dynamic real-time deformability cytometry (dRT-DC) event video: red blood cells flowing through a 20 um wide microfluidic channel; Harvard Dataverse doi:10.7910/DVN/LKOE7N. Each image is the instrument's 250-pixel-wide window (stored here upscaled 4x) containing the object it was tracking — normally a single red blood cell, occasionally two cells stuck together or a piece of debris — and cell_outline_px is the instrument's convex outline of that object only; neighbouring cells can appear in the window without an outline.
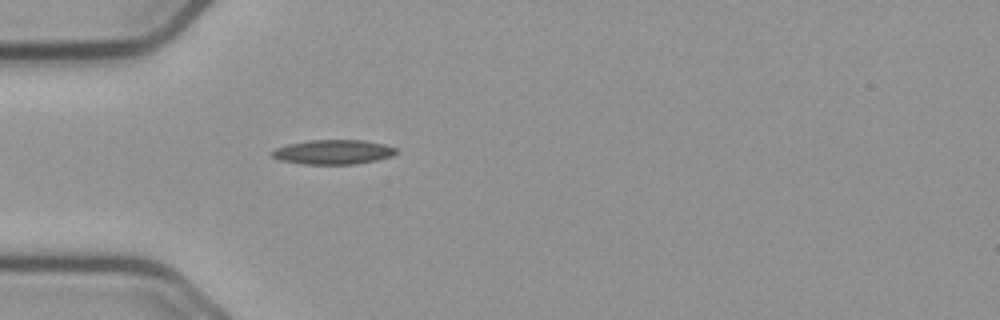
{"species": "common noctule bat (a hibernating species)", "species_latin": "Nyctalus noctula", "temperature_condition": "cold", "stored_images_in_passage": 40, "camera_frame_rate_fps": 3000, "um_per_image_px": 0.085, "animal": {"sex": "male", "body_mass_g": 23.1, "forearm_length_mm": 52.7}, "frame": {"image": 1, "passage_image": 1, "time_ms": 0.0, "image_size_px": [1000, 320], "cell_outline_px": [[396, 152], [392, 156], [376, 160], [356, 164], [304, 164], [280, 160], [272, 156], [272, 152], [276, 148], [288, 144], [312, 140], [364, 140], [384, 144], [396, 148]], "centroid_in_image_um": [28.34, 12.92], "position_along_channel_um": 56.7, "area_um2": 17.57}}
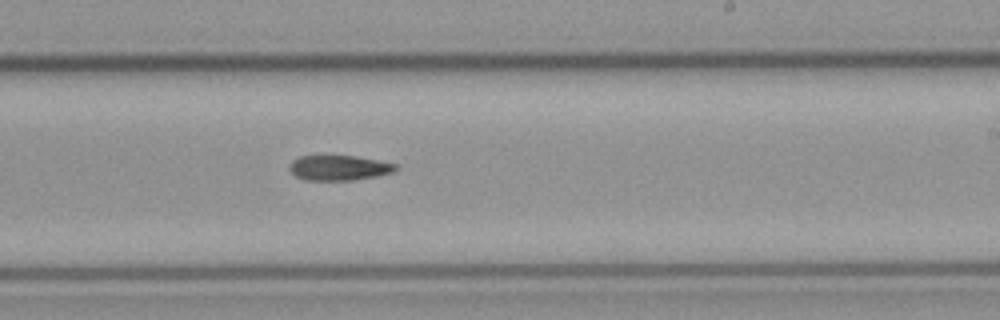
{"frame": {"image": 2, "passage_image": 18, "time_ms": 5.667, "image_size_px": [1000, 320], "cell_outline_px": [[396, 168], [392, 172], [380, 176], [352, 180], [304, 180], [296, 176], [288, 168], [288, 164], [292, 160], [300, 156], [352, 156], [376, 160], [396, 164]], "centroid_in_image_um": [28.77, 14.27], "position_along_channel_um": 260.2, "area_um2": 15.43}}
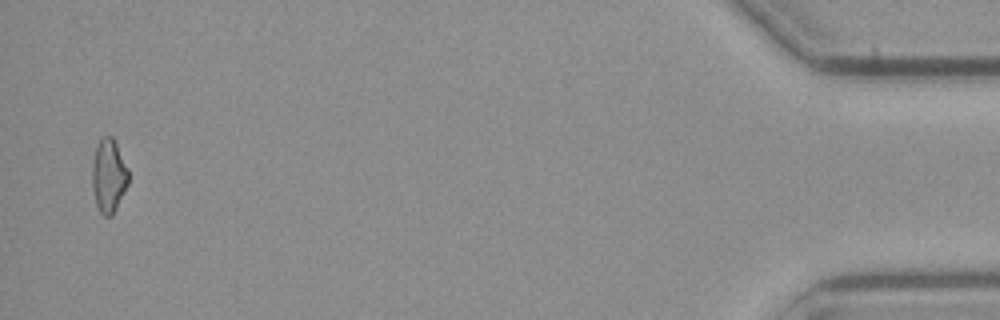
{"frame": {"image": 3, "passage_image": 39, "time_ms": 12.667, "image_size_px": [1000, 320], "cell_outline_px": [[128, 184], [112, 216], [104, 216], [100, 212], [96, 204], [92, 188], [92, 164], [96, 148], [100, 140], [104, 136], [112, 136], [128, 168]], "centroid_in_image_um": [9.23, 14.96], "position_along_channel_um": 426.0, "area_um2": 15.37}}